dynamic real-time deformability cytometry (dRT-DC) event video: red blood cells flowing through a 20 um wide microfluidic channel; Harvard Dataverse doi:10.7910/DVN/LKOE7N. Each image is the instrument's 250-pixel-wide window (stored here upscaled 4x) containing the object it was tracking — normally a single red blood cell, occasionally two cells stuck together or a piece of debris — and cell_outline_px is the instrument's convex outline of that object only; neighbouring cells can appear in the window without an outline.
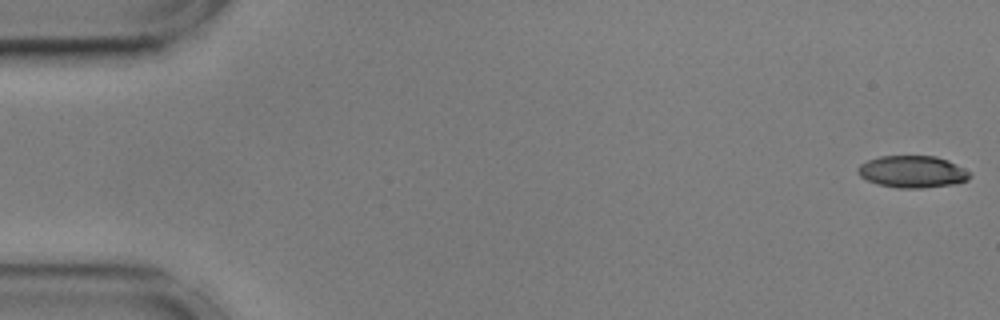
{"species": "common noctule bat (a hibernating species)", "species_latin": "Nyctalus noctula", "temperature_condition": "cold", "stored_images_in_passage": 53, "camera_frame_rate_fps": 3000, "um_per_image_px": 0.085, "animal": {"sex": "male", "body_mass_g": 17.9, "forearm_length_mm": 54.2}, "frame": {"image": 1, "passage_image": 1, "time_ms": 0.0, "image_size_px": [1000, 320], "cell_outline_px": [[972, 176], [968, 180], [952, 184], [924, 188], [896, 188], [876, 184], [860, 176], [856, 172], [856, 168], [860, 164], [868, 160], [880, 156], [936, 156], [948, 160], [972, 172]], "centroid_in_image_um": [77.56, 14.6], "position_along_channel_um": 7.4, "area_um2": 21.1}}
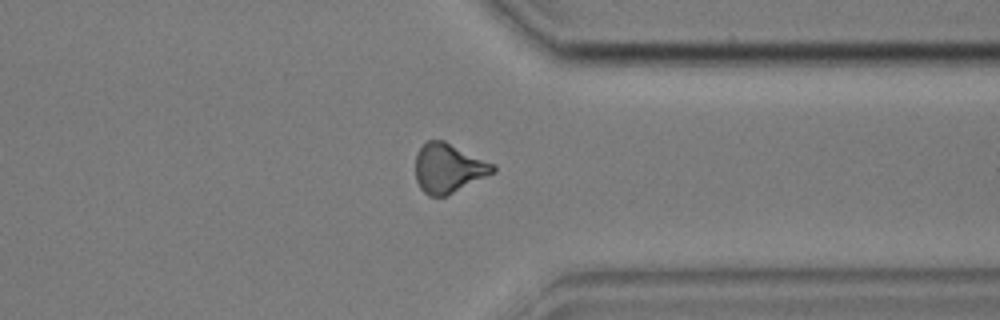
{"frame": {"image": 2, "passage_image": 43, "time_ms": 14.0, "image_size_px": [1000, 320], "cell_outline_px": [[496, 172], [448, 196], [428, 196], [420, 188], [416, 180], [416, 152], [428, 140], [444, 140], [496, 164]], "centroid_in_image_um": [38.15, 14.3], "position_along_channel_um": 373.3, "area_um2": 22.6}}
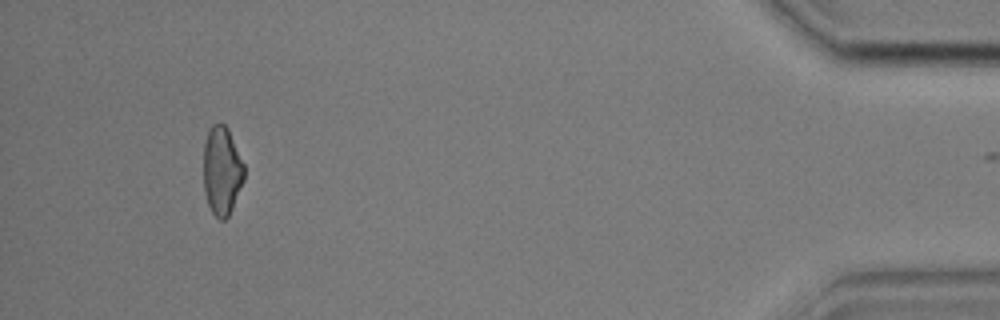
{"frame": {"image": 3, "passage_image": 52, "time_ms": 17.0, "image_size_px": [1000, 320], "cell_outline_px": [[244, 180], [232, 208], [228, 216], [224, 220], [220, 220], [212, 212], [208, 204], [204, 192], [204, 144], [208, 128], [212, 124], [220, 120], [228, 128], [244, 164]], "centroid_in_image_um": [18.85, 14.47], "position_along_channel_um": 416.3, "area_um2": 21.15}, "authors_computed_cell_mechanics": {"area_um2": 21.9062, "velocity_mm_per_s": 3.5974, "shape_relaxation_time_tau1_ms": 10.5565, "shape_relaxation_time_tau2_ms": 7.5639, "deformation_change_tau1": 0.2206, "deformation_change_tau2": 0.1623}}